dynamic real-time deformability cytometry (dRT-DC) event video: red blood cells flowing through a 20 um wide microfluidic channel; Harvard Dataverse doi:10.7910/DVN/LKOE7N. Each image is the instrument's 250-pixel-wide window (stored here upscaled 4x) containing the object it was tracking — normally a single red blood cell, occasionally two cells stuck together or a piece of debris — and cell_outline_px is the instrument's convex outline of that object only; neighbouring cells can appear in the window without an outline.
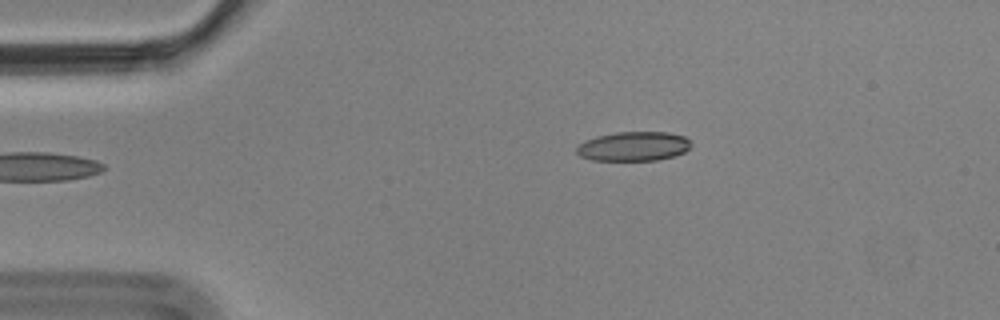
{"species": "Egyptian fruit bat (a non-hibernating species)", "species_latin": "Rousettus aegyptiacus", "temperature_condition": "cold", "stored_images_in_passage": 2, "camera_frame_rate_fps": 3000, "um_per_image_px": 0.085, "animal": {"sex": "male"}, "frame": {"image": 1, "passage_image": 2, "time_ms": 0.333, "image_size_px": [1000, 320], "cell_outline_px": [[692, 144], [684, 152], [672, 156], [656, 160], [592, 160], [580, 156], [576, 152], [576, 148], [584, 140], [596, 136], [616, 132], [668, 132], [684, 136]], "centroid_in_image_um": [53.82, 12.43], "position_along_channel_um": 31.2, "area_um2": 19.48}}